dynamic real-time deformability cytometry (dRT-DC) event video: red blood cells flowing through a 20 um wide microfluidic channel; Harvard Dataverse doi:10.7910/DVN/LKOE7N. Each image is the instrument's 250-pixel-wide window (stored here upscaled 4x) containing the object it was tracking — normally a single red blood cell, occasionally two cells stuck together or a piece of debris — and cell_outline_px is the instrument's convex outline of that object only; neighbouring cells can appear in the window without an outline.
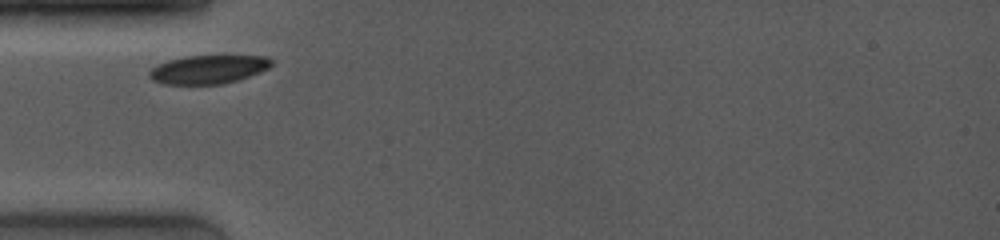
{"species": "common noctule bat (a hibernating species)", "species_latin": "Nyctalus noctula", "temperature_condition": "room temperature", "stored_images_in_passage": 22, "camera_frame_rate_fps": 4000, "um_per_image_px": 0.085, "animal": {"sex": "female", "body_mass_g": 19.0, "forearm_length_mm": 53.3}, "frame": {"image": 1, "passage_image": 1, "time_ms": 0.0, "image_size_px": [1000, 240], "cell_outline_px": [[272, 64], [268, 68], [260, 72], [236, 80], [220, 84], [164, 84], [152, 80], [148, 76], [148, 72], [156, 64], [168, 60], [184, 56], [268, 56], [272, 60]], "centroid_in_image_um": [17.66, 5.89], "position_along_channel_um": 67.3, "area_um2": 20.29}}
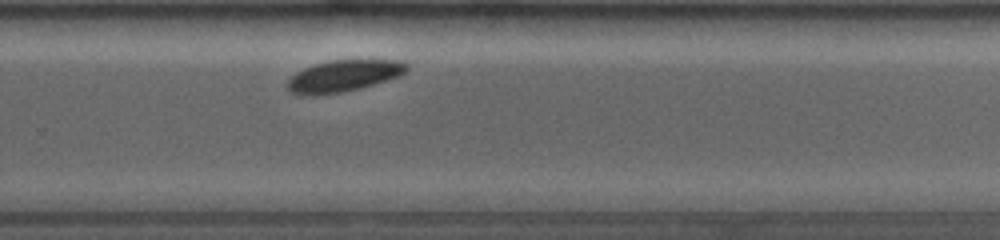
{"frame": {"image": 2, "passage_image": 13, "time_ms": 6.25, "image_size_px": [1000, 240], "cell_outline_px": [[408, 68], [404, 72], [388, 80], [360, 88], [340, 92], [292, 92], [288, 88], [288, 80], [296, 72], [304, 68], [316, 64], [332, 60], [400, 60], [408, 64]], "centroid_in_image_um": [29.29, 6.39], "position_along_channel_um": 300.5, "area_um2": 20.92}}
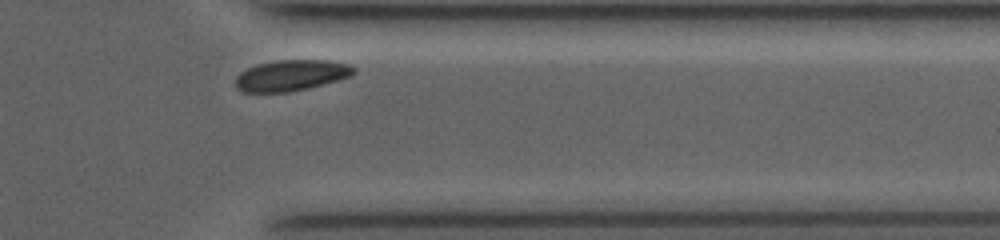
{"frame": {"image": 3, "passage_image": 20, "time_ms": 8.5, "image_size_px": [1000, 240], "cell_outline_px": [[356, 72], [352, 76], [308, 88], [288, 92], [244, 92], [236, 88], [236, 76], [240, 72], [256, 64], [280, 60], [332, 60], [348, 64], [356, 68]], "centroid_in_image_um": [24.77, 6.4], "position_along_channel_um": 386.6, "area_um2": 21.39}}